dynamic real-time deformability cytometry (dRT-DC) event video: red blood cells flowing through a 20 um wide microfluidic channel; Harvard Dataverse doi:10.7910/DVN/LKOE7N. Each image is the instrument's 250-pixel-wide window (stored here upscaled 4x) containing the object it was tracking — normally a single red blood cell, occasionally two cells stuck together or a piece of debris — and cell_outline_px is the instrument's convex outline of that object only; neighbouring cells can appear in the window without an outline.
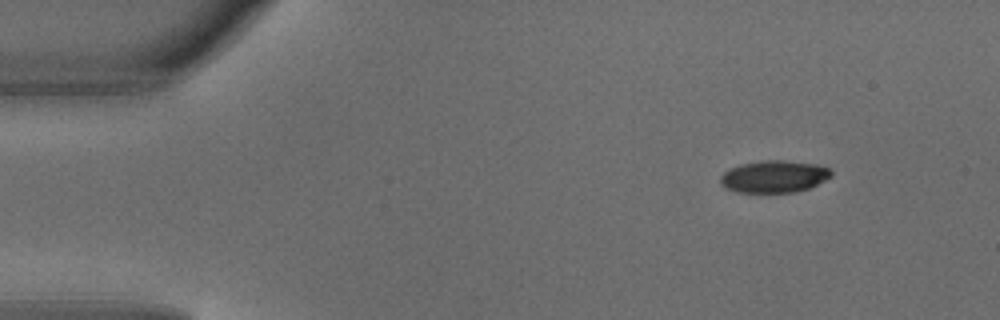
{"species": "common noctule bat (a hibernating species)", "species_latin": "Nyctalus noctula", "temperature_condition": "warm", "stored_images_in_passage": 3, "camera_frame_rate_fps": 3000, "um_per_image_px": 0.085, "animal": {"sex": "male", "body_mass_g": 18.8}, "frame": {"image": 1, "passage_image": 1, "time_ms": 0.0, "image_size_px": [1000, 320], "cell_outline_px": [[832, 176], [808, 188], [796, 192], [736, 192], [724, 188], [720, 184], [720, 176], [724, 172], [740, 164], [764, 160], [784, 160], [816, 164], [828, 168], [832, 172]], "centroid_in_image_um": [65.76, 15.0], "position_along_channel_um": 19.2, "area_um2": 20.69}}